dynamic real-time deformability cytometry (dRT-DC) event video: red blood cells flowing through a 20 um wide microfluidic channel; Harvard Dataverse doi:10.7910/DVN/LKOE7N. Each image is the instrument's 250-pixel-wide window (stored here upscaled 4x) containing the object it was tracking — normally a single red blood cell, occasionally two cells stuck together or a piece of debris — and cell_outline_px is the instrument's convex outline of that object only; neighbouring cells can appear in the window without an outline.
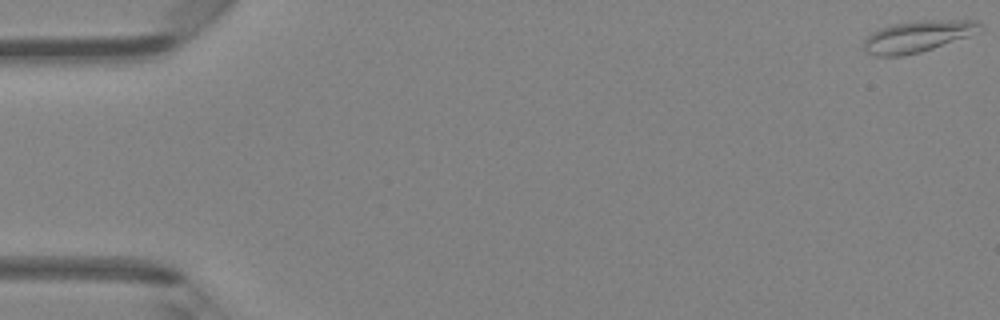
{"species": "Egyptian fruit bat (a non-hibernating species)", "species_latin": "Rousettus aegyptiacus", "temperature_condition": "room temperature", "stored_images_in_passage": 5, "camera_frame_rate_fps": 3000, "um_per_image_px": 0.085, "animal": {"sex": "female"}, "frame": {"image": 1, "passage_image": 1, "time_ms": 0.0, "image_size_px": [1000, 320], "cell_outline_px": [[984, 28], [980, 32], [920, 52], [900, 56], [876, 56], [864, 52], [864, 40], [872, 32], [880, 28], [892, 24], [924, 20], [976, 20], [984, 24]], "centroid_in_image_um": [78.03, 3.08], "position_along_channel_um": 7.0, "area_um2": 21.33}}